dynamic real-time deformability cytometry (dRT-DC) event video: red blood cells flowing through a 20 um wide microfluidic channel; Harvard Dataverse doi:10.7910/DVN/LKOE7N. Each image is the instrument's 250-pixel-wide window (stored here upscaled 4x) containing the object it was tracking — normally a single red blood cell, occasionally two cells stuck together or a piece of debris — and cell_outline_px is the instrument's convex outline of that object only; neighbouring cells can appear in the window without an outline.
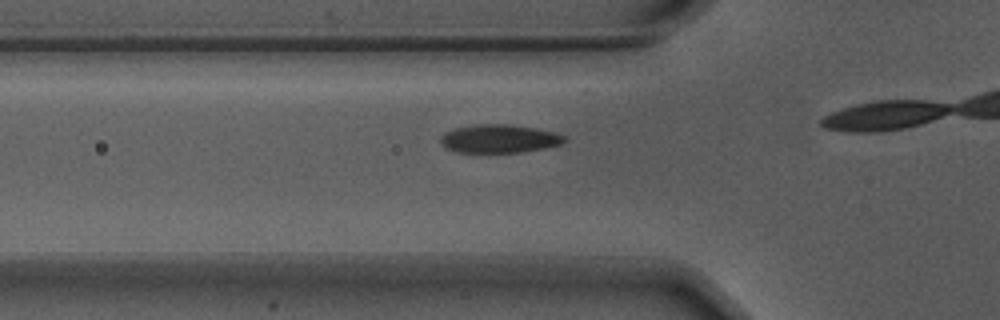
{"species": "Egyptian fruit bat (a non-hibernating species)", "species_latin": "Rousettus aegyptiacus", "temperature_condition": "warm", "stored_images_in_passage": 11, "camera_frame_rate_fps": 3000, "um_per_image_px": 0.085, "animal": {"sex": "male"}, "frame": {"image": 1, "passage_image": 7, "time_ms": 2.0, "image_size_px": [1000, 320], "cell_outline_px": [[568, 140], [560, 144], [544, 148], [520, 152], [460, 152], [448, 148], [440, 140], [440, 136], [444, 132], [456, 128], [476, 124], [512, 124], [536, 128], [556, 132], [568, 136]], "centroid_in_image_um": [42.5, 11.77], "position_along_channel_um": 83.3, "area_um2": 20.46}}
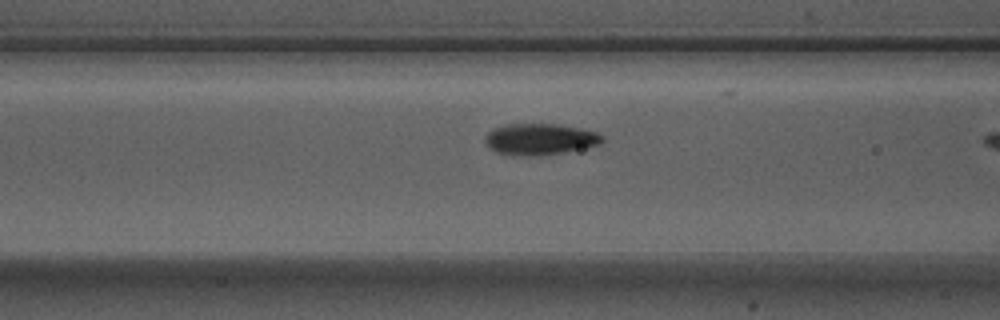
{"frame": {"image": 2, "passage_image": 10, "time_ms": 3.0, "image_size_px": [1000, 320], "cell_outline_px": [[604, 140], [600, 144], [564, 152], [540, 156], [512, 156], [496, 152], [488, 148], [484, 140], [484, 136], [492, 128], [508, 124], [560, 124], [580, 128], [596, 132], [604, 136]], "centroid_in_image_um": [45.85, 11.84], "position_along_channel_um": 120.8, "area_um2": 21.73}}